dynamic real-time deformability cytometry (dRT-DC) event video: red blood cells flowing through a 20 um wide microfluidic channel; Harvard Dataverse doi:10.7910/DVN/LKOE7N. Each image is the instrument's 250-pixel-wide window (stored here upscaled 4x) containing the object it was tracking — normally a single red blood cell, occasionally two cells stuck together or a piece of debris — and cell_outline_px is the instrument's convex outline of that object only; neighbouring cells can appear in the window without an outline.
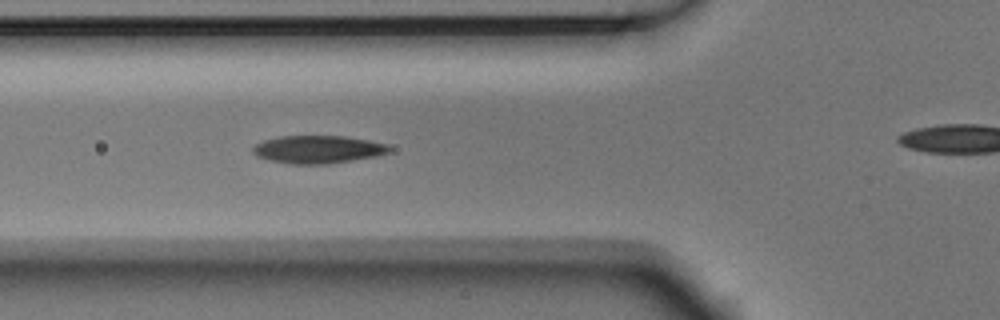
{"species": "Egyptian fruit bat (a non-hibernating species)", "species_latin": "Rousettus aegyptiacus", "temperature_condition": "room temperature", "stored_images_in_passage": 6, "segment_of_instrument_passage": [1, 2], "camera_frame_rate_fps": 3000, "um_per_image_px": 0.085, "animal": {"sex": "male"}, "frame": {"image": 1, "passage_image": 5, "time_ms": 1.333, "image_size_px": [1000, 320], "cell_outline_px": [[392, 148], [388, 152], [376, 156], [328, 164], [288, 164], [256, 156], [252, 152], [252, 148], [256, 144], [264, 140], [280, 136], [344, 136], [368, 140], [388, 144]], "centroid_in_image_um": [27.02, 12.7], "position_along_channel_um": 98.8, "area_um2": 22.08}}